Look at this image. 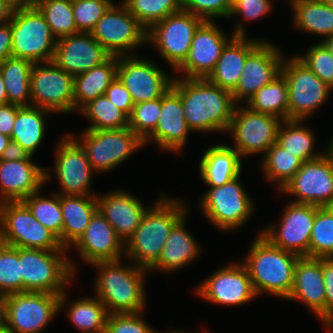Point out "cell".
<instances>
[{
  "label": "cell",
  "mask_w": 333,
  "mask_h": 333,
  "mask_svg": "<svg viewBox=\"0 0 333 333\" xmlns=\"http://www.w3.org/2000/svg\"><path fill=\"white\" fill-rule=\"evenodd\" d=\"M85 149L91 168L95 172H109L121 165L144 147L143 141L129 128L85 130L76 137ZM78 138V139H77Z\"/></svg>",
  "instance_id": "30bf717a"
},
{
  "label": "cell",
  "mask_w": 333,
  "mask_h": 333,
  "mask_svg": "<svg viewBox=\"0 0 333 333\" xmlns=\"http://www.w3.org/2000/svg\"><path fill=\"white\" fill-rule=\"evenodd\" d=\"M111 56L91 33L80 32L57 39L52 61L74 76L106 62Z\"/></svg>",
  "instance_id": "cb8c5ba5"
},
{
  "label": "cell",
  "mask_w": 333,
  "mask_h": 333,
  "mask_svg": "<svg viewBox=\"0 0 333 333\" xmlns=\"http://www.w3.org/2000/svg\"><path fill=\"white\" fill-rule=\"evenodd\" d=\"M167 333H191V332H185V331H176V330H170ZM193 333V332H192ZM205 333H208L207 331Z\"/></svg>",
  "instance_id": "03108f58"
},
{
  "label": "cell",
  "mask_w": 333,
  "mask_h": 333,
  "mask_svg": "<svg viewBox=\"0 0 333 333\" xmlns=\"http://www.w3.org/2000/svg\"><path fill=\"white\" fill-rule=\"evenodd\" d=\"M185 201L161 196L147 208L124 254L135 265L149 269L158 259L173 227L187 215Z\"/></svg>",
  "instance_id": "7a4b0ae2"
},
{
  "label": "cell",
  "mask_w": 333,
  "mask_h": 333,
  "mask_svg": "<svg viewBox=\"0 0 333 333\" xmlns=\"http://www.w3.org/2000/svg\"><path fill=\"white\" fill-rule=\"evenodd\" d=\"M43 14L56 39L80 33L75 25L72 0H30Z\"/></svg>",
  "instance_id": "b9f144b4"
},
{
  "label": "cell",
  "mask_w": 333,
  "mask_h": 333,
  "mask_svg": "<svg viewBox=\"0 0 333 333\" xmlns=\"http://www.w3.org/2000/svg\"><path fill=\"white\" fill-rule=\"evenodd\" d=\"M303 122L306 120H283L276 143L302 162H306L321 157L325 152L313 151L316 136Z\"/></svg>",
  "instance_id": "8d00e7d4"
},
{
  "label": "cell",
  "mask_w": 333,
  "mask_h": 333,
  "mask_svg": "<svg viewBox=\"0 0 333 333\" xmlns=\"http://www.w3.org/2000/svg\"><path fill=\"white\" fill-rule=\"evenodd\" d=\"M300 256L274 246L261 233L242 260L258 297L260 294L286 299L294 284V269Z\"/></svg>",
  "instance_id": "277c9868"
},
{
  "label": "cell",
  "mask_w": 333,
  "mask_h": 333,
  "mask_svg": "<svg viewBox=\"0 0 333 333\" xmlns=\"http://www.w3.org/2000/svg\"><path fill=\"white\" fill-rule=\"evenodd\" d=\"M0 242L26 249L69 250L22 201L0 203Z\"/></svg>",
  "instance_id": "9c48e42d"
},
{
  "label": "cell",
  "mask_w": 333,
  "mask_h": 333,
  "mask_svg": "<svg viewBox=\"0 0 333 333\" xmlns=\"http://www.w3.org/2000/svg\"><path fill=\"white\" fill-rule=\"evenodd\" d=\"M21 106L5 104L0 106V133L11 137L17 111Z\"/></svg>",
  "instance_id": "9f6ffc18"
},
{
  "label": "cell",
  "mask_w": 333,
  "mask_h": 333,
  "mask_svg": "<svg viewBox=\"0 0 333 333\" xmlns=\"http://www.w3.org/2000/svg\"><path fill=\"white\" fill-rule=\"evenodd\" d=\"M325 285V325L333 332V258H322Z\"/></svg>",
  "instance_id": "db71d44e"
},
{
  "label": "cell",
  "mask_w": 333,
  "mask_h": 333,
  "mask_svg": "<svg viewBox=\"0 0 333 333\" xmlns=\"http://www.w3.org/2000/svg\"><path fill=\"white\" fill-rule=\"evenodd\" d=\"M117 77V56L89 71L74 75V110L79 111L89 101L104 95Z\"/></svg>",
  "instance_id": "d6a6232c"
},
{
  "label": "cell",
  "mask_w": 333,
  "mask_h": 333,
  "mask_svg": "<svg viewBox=\"0 0 333 333\" xmlns=\"http://www.w3.org/2000/svg\"><path fill=\"white\" fill-rule=\"evenodd\" d=\"M22 292L19 248L0 242V299Z\"/></svg>",
  "instance_id": "bcb514c9"
},
{
  "label": "cell",
  "mask_w": 333,
  "mask_h": 333,
  "mask_svg": "<svg viewBox=\"0 0 333 333\" xmlns=\"http://www.w3.org/2000/svg\"><path fill=\"white\" fill-rule=\"evenodd\" d=\"M58 142L54 167L45 169L55 172L61 187V192L57 194L96 196L90 189L92 176L96 172L91 168L85 149L68 132Z\"/></svg>",
  "instance_id": "ac0fdd59"
},
{
  "label": "cell",
  "mask_w": 333,
  "mask_h": 333,
  "mask_svg": "<svg viewBox=\"0 0 333 333\" xmlns=\"http://www.w3.org/2000/svg\"><path fill=\"white\" fill-rule=\"evenodd\" d=\"M12 57L33 64L53 60L57 39L43 14L30 1L18 3L11 16Z\"/></svg>",
  "instance_id": "52a82bcc"
},
{
  "label": "cell",
  "mask_w": 333,
  "mask_h": 333,
  "mask_svg": "<svg viewBox=\"0 0 333 333\" xmlns=\"http://www.w3.org/2000/svg\"><path fill=\"white\" fill-rule=\"evenodd\" d=\"M324 1L327 3V5H328L330 8L333 9V0H324Z\"/></svg>",
  "instance_id": "003e7915"
},
{
  "label": "cell",
  "mask_w": 333,
  "mask_h": 333,
  "mask_svg": "<svg viewBox=\"0 0 333 333\" xmlns=\"http://www.w3.org/2000/svg\"><path fill=\"white\" fill-rule=\"evenodd\" d=\"M203 22L181 9L154 23L147 30V42L155 46L160 57L175 71L187 58L194 34Z\"/></svg>",
  "instance_id": "4fadbf2b"
},
{
  "label": "cell",
  "mask_w": 333,
  "mask_h": 333,
  "mask_svg": "<svg viewBox=\"0 0 333 333\" xmlns=\"http://www.w3.org/2000/svg\"><path fill=\"white\" fill-rule=\"evenodd\" d=\"M17 3L25 2L27 0H15Z\"/></svg>",
  "instance_id": "89a4df30"
},
{
  "label": "cell",
  "mask_w": 333,
  "mask_h": 333,
  "mask_svg": "<svg viewBox=\"0 0 333 333\" xmlns=\"http://www.w3.org/2000/svg\"><path fill=\"white\" fill-rule=\"evenodd\" d=\"M239 179L240 175L222 186L209 187L199 201L205 218L224 232L242 227L254 212L253 199Z\"/></svg>",
  "instance_id": "ba28073f"
},
{
  "label": "cell",
  "mask_w": 333,
  "mask_h": 333,
  "mask_svg": "<svg viewBox=\"0 0 333 333\" xmlns=\"http://www.w3.org/2000/svg\"><path fill=\"white\" fill-rule=\"evenodd\" d=\"M123 3L147 30L182 9V0H124Z\"/></svg>",
  "instance_id": "f6af8a7d"
},
{
  "label": "cell",
  "mask_w": 333,
  "mask_h": 333,
  "mask_svg": "<svg viewBox=\"0 0 333 333\" xmlns=\"http://www.w3.org/2000/svg\"><path fill=\"white\" fill-rule=\"evenodd\" d=\"M286 300L303 302L325 326L322 258L300 257L298 259L294 269L293 288Z\"/></svg>",
  "instance_id": "83f0119b"
},
{
  "label": "cell",
  "mask_w": 333,
  "mask_h": 333,
  "mask_svg": "<svg viewBox=\"0 0 333 333\" xmlns=\"http://www.w3.org/2000/svg\"><path fill=\"white\" fill-rule=\"evenodd\" d=\"M140 313H110L106 321L105 333H158Z\"/></svg>",
  "instance_id": "f907efd6"
},
{
  "label": "cell",
  "mask_w": 333,
  "mask_h": 333,
  "mask_svg": "<svg viewBox=\"0 0 333 333\" xmlns=\"http://www.w3.org/2000/svg\"><path fill=\"white\" fill-rule=\"evenodd\" d=\"M12 47V28L11 23L8 22L5 25L0 26V65L9 57L11 54Z\"/></svg>",
  "instance_id": "6f0895ef"
},
{
  "label": "cell",
  "mask_w": 333,
  "mask_h": 333,
  "mask_svg": "<svg viewBox=\"0 0 333 333\" xmlns=\"http://www.w3.org/2000/svg\"><path fill=\"white\" fill-rule=\"evenodd\" d=\"M131 194L125 190H111L108 194L96 195L99 212L124 244L133 235L147 210L141 200Z\"/></svg>",
  "instance_id": "4316f807"
},
{
  "label": "cell",
  "mask_w": 333,
  "mask_h": 333,
  "mask_svg": "<svg viewBox=\"0 0 333 333\" xmlns=\"http://www.w3.org/2000/svg\"><path fill=\"white\" fill-rule=\"evenodd\" d=\"M195 294L215 305L241 306L257 298L244 264L231 262L195 288Z\"/></svg>",
  "instance_id": "44dd1931"
},
{
  "label": "cell",
  "mask_w": 333,
  "mask_h": 333,
  "mask_svg": "<svg viewBox=\"0 0 333 333\" xmlns=\"http://www.w3.org/2000/svg\"><path fill=\"white\" fill-rule=\"evenodd\" d=\"M123 261L96 262V297L110 313H140L146 306L145 279L148 269Z\"/></svg>",
  "instance_id": "3957f363"
},
{
  "label": "cell",
  "mask_w": 333,
  "mask_h": 333,
  "mask_svg": "<svg viewBox=\"0 0 333 333\" xmlns=\"http://www.w3.org/2000/svg\"><path fill=\"white\" fill-rule=\"evenodd\" d=\"M247 103L255 112L288 120V84L281 73L271 83L260 88Z\"/></svg>",
  "instance_id": "74e56055"
},
{
  "label": "cell",
  "mask_w": 333,
  "mask_h": 333,
  "mask_svg": "<svg viewBox=\"0 0 333 333\" xmlns=\"http://www.w3.org/2000/svg\"><path fill=\"white\" fill-rule=\"evenodd\" d=\"M68 250L19 248L22 292L62 294L73 282L76 265L65 255Z\"/></svg>",
  "instance_id": "8992f818"
},
{
  "label": "cell",
  "mask_w": 333,
  "mask_h": 333,
  "mask_svg": "<svg viewBox=\"0 0 333 333\" xmlns=\"http://www.w3.org/2000/svg\"><path fill=\"white\" fill-rule=\"evenodd\" d=\"M105 95L117 108L122 110L128 117L132 113L134 106L129 91L116 77L115 80L106 89Z\"/></svg>",
  "instance_id": "11a10c76"
},
{
  "label": "cell",
  "mask_w": 333,
  "mask_h": 333,
  "mask_svg": "<svg viewBox=\"0 0 333 333\" xmlns=\"http://www.w3.org/2000/svg\"><path fill=\"white\" fill-rule=\"evenodd\" d=\"M235 106L228 133L232 135L234 148L241 158L266 151L277 141L282 119L255 112L247 106Z\"/></svg>",
  "instance_id": "9a60e30c"
},
{
  "label": "cell",
  "mask_w": 333,
  "mask_h": 333,
  "mask_svg": "<svg viewBox=\"0 0 333 333\" xmlns=\"http://www.w3.org/2000/svg\"><path fill=\"white\" fill-rule=\"evenodd\" d=\"M329 144H330V149L333 151V137L332 139H330Z\"/></svg>",
  "instance_id": "a7ac6f4b"
},
{
  "label": "cell",
  "mask_w": 333,
  "mask_h": 333,
  "mask_svg": "<svg viewBox=\"0 0 333 333\" xmlns=\"http://www.w3.org/2000/svg\"><path fill=\"white\" fill-rule=\"evenodd\" d=\"M284 58L276 45L263 40L245 60L239 82L231 92L235 104L248 102L260 88L278 77Z\"/></svg>",
  "instance_id": "7402d4cb"
},
{
  "label": "cell",
  "mask_w": 333,
  "mask_h": 333,
  "mask_svg": "<svg viewBox=\"0 0 333 333\" xmlns=\"http://www.w3.org/2000/svg\"><path fill=\"white\" fill-rule=\"evenodd\" d=\"M161 112V98L134 104L128 127L143 141L156 127Z\"/></svg>",
  "instance_id": "7dc6e473"
},
{
  "label": "cell",
  "mask_w": 333,
  "mask_h": 333,
  "mask_svg": "<svg viewBox=\"0 0 333 333\" xmlns=\"http://www.w3.org/2000/svg\"><path fill=\"white\" fill-rule=\"evenodd\" d=\"M71 303L67 307V316L78 331L81 333H105L109 313L96 296L78 298Z\"/></svg>",
  "instance_id": "f35d334b"
},
{
  "label": "cell",
  "mask_w": 333,
  "mask_h": 333,
  "mask_svg": "<svg viewBox=\"0 0 333 333\" xmlns=\"http://www.w3.org/2000/svg\"><path fill=\"white\" fill-rule=\"evenodd\" d=\"M296 57L333 89V55L322 42L312 45L306 54Z\"/></svg>",
  "instance_id": "681fc988"
},
{
  "label": "cell",
  "mask_w": 333,
  "mask_h": 333,
  "mask_svg": "<svg viewBox=\"0 0 333 333\" xmlns=\"http://www.w3.org/2000/svg\"><path fill=\"white\" fill-rule=\"evenodd\" d=\"M44 197L39 192L31 194L22 202L28 207L34 218L50 230L62 245L63 217L61 213L60 194Z\"/></svg>",
  "instance_id": "7bdbcfd3"
},
{
  "label": "cell",
  "mask_w": 333,
  "mask_h": 333,
  "mask_svg": "<svg viewBox=\"0 0 333 333\" xmlns=\"http://www.w3.org/2000/svg\"><path fill=\"white\" fill-rule=\"evenodd\" d=\"M87 264L118 261L124 256V243L114 228L97 210L92 216L85 232L72 245Z\"/></svg>",
  "instance_id": "d4e9b609"
},
{
  "label": "cell",
  "mask_w": 333,
  "mask_h": 333,
  "mask_svg": "<svg viewBox=\"0 0 333 333\" xmlns=\"http://www.w3.org/2000/svg\"><path fill=\"white\" fill-rule=\"evenodd\" d=\"M112 3L111 0H72L77 30L90 33Z\"/></svg>",
  "instance_id": "c3c4849f"
},
{
  "label": "cell",
  "mask_w": 333,
  "mask_h": 333,
  "mask_svg": "<svg viewBox=\"0 0 333 333\" xmlns=\"http://www.w3.org/2000/svg\"><path fill=\"white\" fill-rule=\"evenodd\" d=\"M200 176L209 187L222 186L241 175L239 153L226 144H215L204 151L199 163Z\"/></svg>",
  "instance_id": "4dcf8cb0"
},
{
  "label": "cell",
  "mask_w": 333,
  "mask_h": 333,
  "mask_svg": "<svg viewBox=\"0 0 333 333\" xmlns=\"http://www.w3.org/2000/svg\"><path fill=\"white\" fill-rule=\"evenodd\" d=\"M325 153L314 160L302 162L301 168L280 192L295 196L291 202L333 207V151L330 144Z\"/></svg>",
  "instance_id": "5bb4252c"
},
{
  "label": "cell",
  "mask_w": 333,
  "mask_h": 333,
  "mask_svg": "<svg viewBox=\"0 0 333 333\" xmlns=\"http://www.w3.org/2000/svg\"><path fill=\"white\" fill-rule=\"evenodd\" d=\"M91 125L85 130H108L128 127V116L115 106L107 96L101 95L89 101L80 110Z\"/></svg>",
  "instance_id": "60d3db41"
},
{
  "label": "cell",
  "mask_w": 333,
  "mask_h": 333,
  "mask_svg": "<svg viewBox=\"0 0 333 333\" xmlns=\"http://www.w3.org/2000/svg\"><path fill=\"white\" fill-rule=\"evenodd\" d=\"M321 42L325 45V47L333 55V35L331 37L324 38V40H322Z\"/></svg>",
  "instance_id": "be15d7a7"
},
{
  "label": "cell",
  "mask_w": 333,
  "mask_h": 333,
  "mask_svg": "<svg viewBox=\"0 0 333 333\" xmlns=\"http://www.w3.org/2000/svg\"><path fill=\"white\" fill-rule=\"evenodd\" d=\"M273 0H232L229 17L239 16L246 21H255L269 14L273 9Z\"/></svg>",
  "instance_id": "f5cc1de1"
},
{
  "label": "cell",
  "mask_w": 333,
  "mask_h": 333,
  "mask_svg": "<svg viewBox=\"0 0 333 333\" xmlns=\"http://www.w3.org/2000/svg\"><path fill=\"white\" fill-rule=\"evenodd\" d=\"M49 114L53 112L35 106H21L17 111L11 140L33 156L45 138L47 131L45 115Z\"/></svg>",
  "instance_id": "836d02e7"
},
{
  "label": "cell",
  "mask_w": 333,
  "mask_h": 333,
  "mask_svg": "<svg viewBox=\"0 0 333 333\" xmlns=\"http://www.w3.org/2000/svg\"><path fill=\"white\" fill-rule=\"evenodd\" d=\"M184 216L171 230L159 259L148 269L149 272L161 270V272H176L188 266L200 255V247L197 239L187 231Z\"/></svg>",
  "instance_id": "f546056e"
},
{
  "label": "cell",
  "mask_w": 333,
  "mask_h": 333,
  "mask_svg": "<svg viewBox=\"0 0 333 333\" xmlns=\"http://www.w3.org/2000/svg\"><path fill=\"white\" fill-rule=\"evenodd\" d=\"M152 61L135 56L117 57V78L129 91L134 104L162 98L173 78Z\"/></svg>",
  "instance_id": "ffe728a7"
},
{
  "label": "cell",
  "mask_w": 333,
  "mask_h": 333,
  "mask_svg": "<svg viewBox=\"0 0 333 333\" xmlns=\"http://www.w3.org/2000/svg\"><path fill=\"white\" fill-rule=\"evenodd\" d=\"M176 77L171 87L181 97L185 121L192 132H227L236 106L232 93L206 78Z\"/></svg>",
  "instance_id": "6da1fadb"
},
{
  "label": "cell",
  "mask_w": 333,
  "mask_h": 333,
  "mask_svg": "<svg viewBox=\"0 0 333 333\" xmlns=\"http://www.w3.org/2000/svg\"><path fill=\"white\" fill-rule=\"evenodd\" d=\"M5 104H8V97L6 87L4 85L3 76L0 72V106Z\"/></svg>",
  "instance_id": "94428289"
},
{
  "label": "cell",
  "mask_w": 333,
  "mask_h": 333,
  "mask_svg": "<svg viewBox=\"0 0 333 333\" xmlns=\"http://www.w3.org/2000/svg\"><path fill=\"white\" fill-rule=\"evenodd\" d=\"M182 9L204 21H213L217 17L229 18L232 0H182Z\"/></svg>",
  "instance_id": "816d5d0a"
},
{
  "label": "cell",
  "mask_w": 333,
  "mask_h": 333,
  "mask_svg": "<svg viewBox=\"0 0 333 333\" xmlns=\"http://www.w3.org/2000/svg\"><path fill=\"white\" fill-rule=\"evenodd\" d=\"M261 169L266 180H271L281 190L301 168L302 161L274 143L262 157Z\"/></svg>",
  "instance_id": "ab89813d"
},
{
  "label": "cell",
  "mask_w": 333,
  "mask_h": 333,
  "mask_svg": "<svg viewBox=\"0 0 333 333\" xmlns=\"http://www.w3.org/2000/svg\"><path fill=\"white\" fill-rule=\"evenodd\" d=\"M67 292L25 291L0 299L1 320L15 333H41L66 305Z\"/></svg>",
  "instance_id": "5b68a950"
},
{
  "label": "cell",
  "mask_w": 333,
  "mask_h": 333,
  "mask_svg": "<svg viewBox=\"0 0 333 333\" xmlns=\"http://www.w3.org/2000/svg\"><path fill=\"white\" fill-rule=\"evenodd\" d=\"M31 106L55 113L74 111V76L53 61L33 64L30 74Z\"/></svg>",
  "instance_id": "2e32d148"
},
{
  "label": "cell",
  "mask_w": 333,
  "mask_h": 333,
  "mask_svg": "<svg viewBox=\"0 0 333 333\" xmlns=\"http://www.w3.org/2000/svg\"><path fill=\"white\" fill-rule=\"evenodd\" d=\"M17 4L15 0H0V26L10 22Z\"/></svg>",
  "instance_id": "91938a15"
},
{
  "label": "cell",
  "mask_w": 333,
  "mask_h": 333,
  "mask_svg": "<svg viewBox=\"0 0 333 333\" xmlns=\"http://www.w3.org/2000/svg\"><path fill=\"white\" fill-rule=\"evenodd\" d=\"M245 27L239 22L228 37L214 21H204L196 30L185 61L175 70L186 79L207 78L214 70L225 45L234 36H246Z\"/></svg>",
  "instance_id": "e0dca14e"
},
{
  "label": "cell",
  "mask_w": 333,
  "mask_h": 333,
  "mask_svg": "<svg viewBox=\"0 0 333 333\" xmlns=\"http://www.w3.org/2000/svg\"><path fill=\"white\" fill-rule=\"evenodd\" d=\"M0 333H15L2 320H0Z\"/></svg>",
  "instance_id": "e7e4bbea"
},
{
  "label": "cell",
  "mask_w": 333,
  "mask_h": 333,
  "mask_svg": "<svg viewBox=\"0 0 333 333\" xmlns=\"http://www.w3.org/2000/svg\"><path fill=\"white\" fill-rule=\"evenodd\" d=\"M32 159L8 161L0 159V203L23 201L40 192L50 174Z\"/></svg>",
  "instance_id": "484cf974"
},
{
  "label": "cell",
  "mask_w": 333,
  "mask_h": 333,
  "mask_svg": "<svg viewBox=\"0 0 333 333\" xmlns=\"http://www.w3.org/2000/svg\"><path fill=\"white\" fill-rule=\"evenodd\" d=\"M2 160L17 161L23 159H33V156L29 154L25 149H23L17 142L11 140L4 150Z\"/></svg>",
  "instance_id": "680465c9"
},
{
  "label": "cell",
  "mask_w": 333,
  "mask_h": 333,
  "mask_svg": "<svg viewBox=\"0 0 333 333\" xmlns=\"http://www.w3.org/2000/svg\"><path fill=\"white\" fill-rule=\"evenodd\" d=\"M309 257L319 259L333 257V207L316 206L309 242Z\"/></svg>",
  "instance_id": "ee69618b"
},
{
  "label": "cell",
  "mask_w": 333,
  "mask_h": 333,
  "mask_svg": "<svg viewBox=\"0 0 333 333\" xmlns=\"http://www.w3.org/2000/svg\"><path fill=\"white\" fill-rule=\"evenodd\" d=\"M189 132L184 117L180 95L170 87L161 98V112L155 129L143 140V145L153 140L160 150L175 152L178 155L186 145Z\"/></svg>",
  "instance_id": "603a6c76"
},
{
  "label": "cell",
  "mask_w": 333,
  "mask_h": 333,
  "mask_svg": "<svg viewBox=\"0 0 333 333\" xmlns=\"http://www.w3.org/2000/svg\"><path fill=\"white\" fill-rule=\"evenodd\" d=\"M119 3L110 5L90 33L112 56H134L131 51L148 44L147 29Z\"/></svg>",
  "instance_id": "8fae6325"
},
{
  "label": "cell",
  "mask_w": 333,
  "mask_h": 333,
  "mask_svg": "<svg viewBox=\"0 0 333 333\" xmlns=\"http://www.w3.org/2000/svg\"><path fill=\"white\" fill-rule=\"evenodd\" d=\"M63 217L62 246L69 249L85 232L98 210L96 196L60 195Z\"/></svg>",
  "instance_id": "1f68e13d"
},
{
  "label": "cell",
  "mask_w": 333,
  "mask_h": 333,
  "mask_svg": "<svg viewBox=\"0 0 333 333\" xmlns=\"http://www.w3.org/2000/svg\"><path fill=\"white\" fill-rule=\"evenodd\" d=\"M32 67L31 61L12 56L0 65L8 103L31 106L30 74Z\"/></svg>",
  "instance_id": "d590c367"
},
{
  "label": "cell",
  "mask_w": 333,
  "mask_h": 333,
  "mask_svg": "<svg viewBox=\"0 0 333 333\" xmlns=\"http://www.w3.org/2000/svg\"><path fill=\"white\" fill-rule=\"evenodd\" d=\"M281 73L288 84L289 120L307 121L333 91L296 56L284 58Z\"/></svg>",
  "instance_id": "7c38bea8"
},
{
  "label": "cell",
  "mask_w": 333,
  "mask_h": 333,
  "mask_svg": "<svg viewBox=\"0 0 333 333\" xmlns=\"http://www.w3.org/2000/svg\"><path fill=\"white\" fill-rule=\"evenodd\" d=\"M10 141L11 138L9 136L0 133V159Z\"/></svg>",
  "instance_id": "6125c7cd"
},
{
  "label": "cell",
  "mask_w": 333,
  "mask_h": 333,
  "mask_svg": "<svg viewBox=\"0 0 333 333\" xmlns=\"http://www.w3.org/2000/svg\"><path fill=\"white\" fill-rule=\"evenodd\" d=\"M263 40L234 36L223 48L214 70L206 79L212 84L232 92L239 82L247 56Z\"/></svg>",
  "instance_id": "f1b7e54d"
},
{
  "label": "cell",
  "mask_w": 333,
  "mask_h": 333,
  "mask_svg": "<svg viewBox=\"0 0 333 333\" xmlns=\"http://www.w3.org/2000/svg\"><path fill=\"white\" fill-rule=\"evenodd\" d=\"M285 206L278 225H269L259 233L284 251L300 257H309V242L316 206L295 202H289Z\"/></svg>",
  "instance_id": "d6986e66"
},
{
  "label": "cell",
  "mask_w": 333,
  "mask_h": 333,
  "mask_svg": "<svg viewBox=\"0 0 333 333\" xmlns=\"http://www.w3.org/2000/svg\"><path fill=\"white\" fill-rule=\"evenodd\" d=\"M288 1V0H287ZM295 27L325 38L333 35V9L324 0H289Z\"/></svg>",
  "instance_id": "e575fe53"
}]
</instances>
